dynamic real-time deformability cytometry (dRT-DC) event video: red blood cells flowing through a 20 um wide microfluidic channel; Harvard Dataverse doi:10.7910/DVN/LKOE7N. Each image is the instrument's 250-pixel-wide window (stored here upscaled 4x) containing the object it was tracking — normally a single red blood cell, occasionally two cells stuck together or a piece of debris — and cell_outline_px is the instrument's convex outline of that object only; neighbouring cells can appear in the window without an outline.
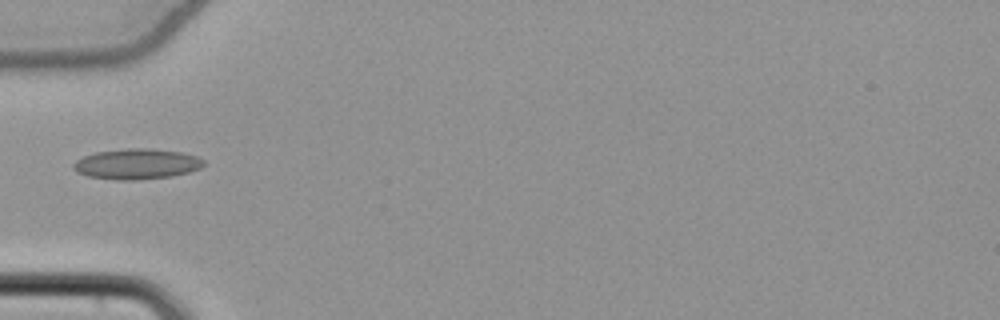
{"species": "common noctule bat (a hibernating species)", "species_latin": "Nyctalus noctula", "temperature_condition": "cold", "stored_images_in_passage": 33, "camera_frame_rate_fps": 3000, "um_per_image_px": 0.085, "animal": {"sex": "female", "body_mass_g": 22.7, "forearm_length_mm": 54.2}, "frame": {"image": 1, "passage_image": 1, "time_ms": 0.0, "image_size_px": [1000, 320], "cell_outline_px": [[204, 164], [200, 168], [188, 172], [172, 176], [136, 180], [120, 180], [88, 176], [76, 172], [72, 168], [72, 164], [76, 160], [84, 156], [96, 152], [128, 148], [148, 148], [180, 152], [196, 156], [204, 160]], "centroid_in_image_um": [11.6, 13.94], "position_along_channel_um": 73.4, "area_um2": 23.06}}
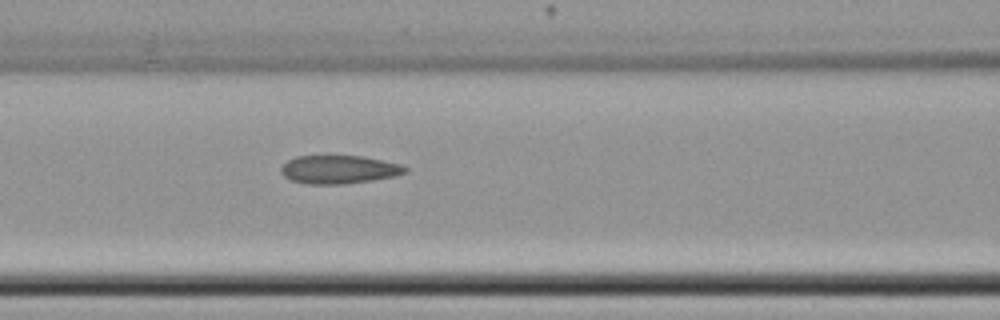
{"frame": {"image": 2, "passage_image": 6, "time_ms": 1.667, "image_size_px": [1000, 320], "cell_outline_px": [[408, 172], [396, 176], [372, 180], [344, 184], [304, 184], [292, 180], [284, 176], [280, 172], [280, 168], [288, 160], [296, 156], [364, 156], [400, 164], [408, 168]], "centroid_in_image_um": [28.82, 14.41], "position_along_channel_um": 137.8, "area_um2": 20.58}, "authors_computed_cell_mechanics": {"area_um2": 20.3456, "velocity_mm_per_s": 3.8551, "shape_relaxation_time_tau1_ms": 3.513, "shape_relaxation_time_tau2_ms": 1.2842, "deformation_change_tau1": 0.0829, "deformation_change_tau2": 0.0354}}